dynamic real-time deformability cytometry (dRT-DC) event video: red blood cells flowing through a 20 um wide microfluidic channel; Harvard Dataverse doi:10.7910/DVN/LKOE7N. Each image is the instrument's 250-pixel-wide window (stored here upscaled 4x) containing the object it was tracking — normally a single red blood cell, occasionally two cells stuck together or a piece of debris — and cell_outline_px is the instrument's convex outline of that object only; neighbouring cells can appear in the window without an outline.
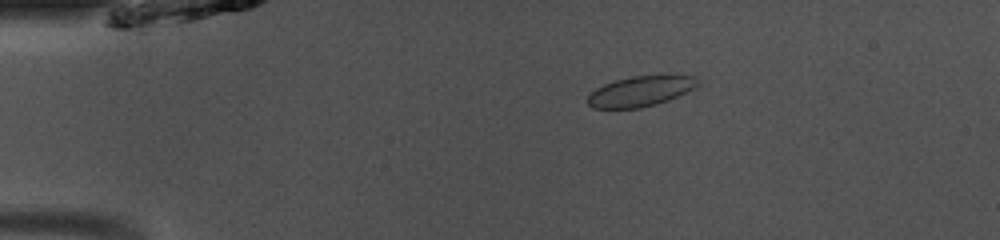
{"species": "common noctule bat (a hibernating species)", "species_latin": "Nyctalus noctula", "temperature_condition": "room temperature", "stored_images_in_passage": 49, "camera_frame_rate_fps": 3000, "um_per_image_px": 0.085, "animal": {"sex": "male", "body_mass_g": 13.0, "forearm_length_mm": 53.1}, "frame": {"image": 1, "passage_image": 10, "time_ms": 3.0, "image_size_px": [1000, 240], "cell_outline_px": [[700, 84], [696, 88], [668, 100], [656, 104], [640, 108], [592, 108], [588, 104], [588, 96], [596, 88], [604, 84], [616, 80], [632, 76], [696, 76]], "centroid_in_image_um": [54.45, 7.76], "position_along_channel_um": 30.5, "area_um2": 19.25}}
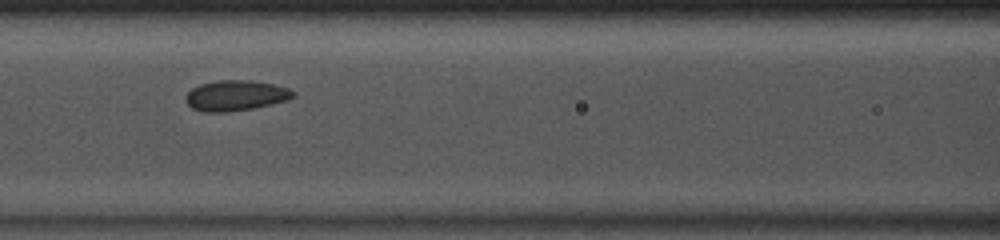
{"frame": {"image": 2, "passage_image": 22, "time_ms": 7.0, "image_size_px": [1000, 240], "cell_outline_px": [[296, 96], [288, 100], [252, 108], [228, 112], [204, 112], [192, 108], [184, 100], [188, 92], [192, 88], [200, 84], [216, 80], [252, 80], [272, 84], [288, 88], [296, 92]], "centroid_in_image_um": [20.03, 8.11], "position_along_channel_um": 146.6, "area_um2": 19.13}}
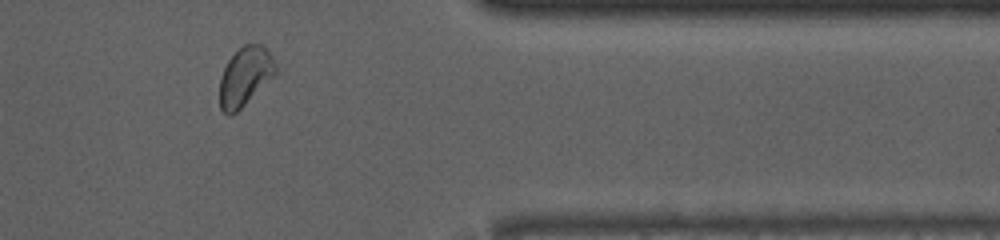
{"frame": {"image": 3, "passage_image": 41, "time_ms": 13.333, "image_size_px": [1000, 240], "cell_outline_px": [[276, 76], [232, 116], [228, 116], [220, 108], [220, 76], [228, 60], [244, 44], [264, 44], [272, 56], [276, 64]], "centroid_in_image_um": [20.86, 6.51], "position_along_channel_um": 390.5, "area_um2": 19.42}, "authors_computed_cell_mechanics": {"area_um2": 19.2474, "velocity_mm_per_s": 4.0996, "shape_relaxation_time_tau1_ms": 6.3618, "shape_relaxation_time_tau2_ms": 1.2084, "deformation_change_tau1": 0.0556, "deformation_change_tau2": 0.0398}}